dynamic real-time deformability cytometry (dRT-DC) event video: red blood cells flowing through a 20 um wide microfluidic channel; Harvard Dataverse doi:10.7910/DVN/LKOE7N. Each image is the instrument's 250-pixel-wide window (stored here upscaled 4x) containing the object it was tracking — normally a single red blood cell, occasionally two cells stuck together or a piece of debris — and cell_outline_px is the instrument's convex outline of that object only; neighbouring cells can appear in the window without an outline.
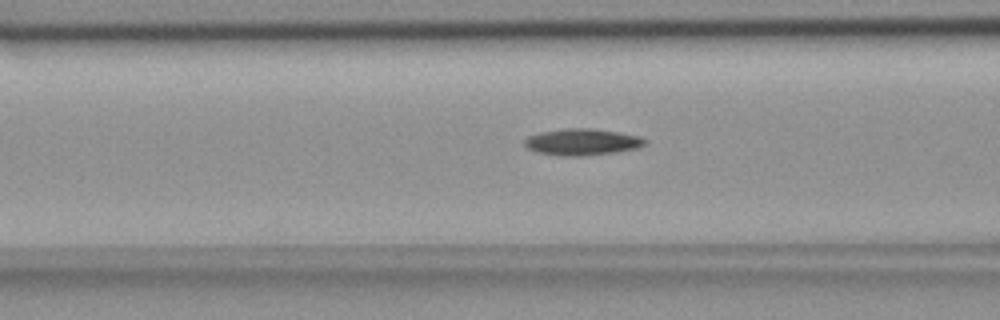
{"species": "common noctule bat (a hibernating species)", "species_latin": "Nyctalus noctula", "temperature_condition": "room temperature", "stored_images_in_passage": 48, "camera_frame_rate_fps": 3000, "um_per_image_px": 0.085, "animal": {"sex": "female", "body_mass_g": 18.4}, "frame": {"image": 1, "passage_image": 14, "time_ms": 4.333, "image_size_px": [1000, 320], "cell_outline_px": [[648, 144], [636, 148], [612, 152], [580, 156], [564, 156], [536, 152], [528, 148], [524, 144], [524, 140], [528, 136], [540, 132], [564, 128], [592, 128], [640, 136], [648, 140]], "centroid_in_image_um": [49.48, 12.06], "position_along_channel_um": 117.1, "area_um2": 18.55}}
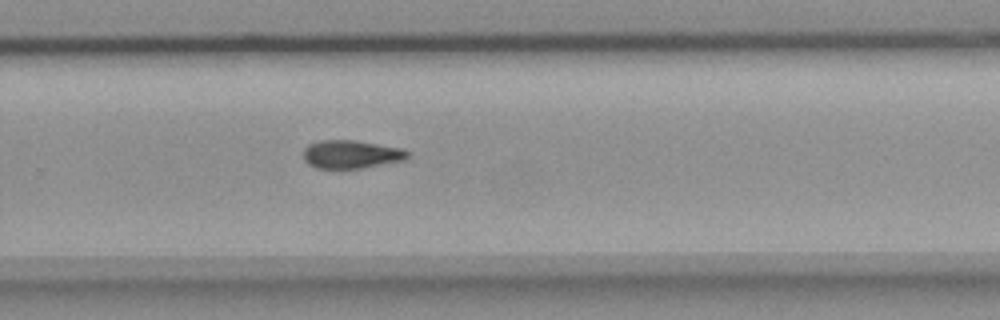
{"frame": {"image": 2, "passage_image": 29, "time_ms": 9.333, "image_size_px": [1000, 320], "cell_outline_px": [[408, 156], [404, 160], [364, 168], [316, 168], [308, 164], [304, 160], [304, 148], [308, 144], [320, 140], [356, 140], [404, 148], [408, 152]], "centroid_in_image_um": [29.85, 13.11], "position_along_channel_um": 299.9, "area_um2": 17.28}}
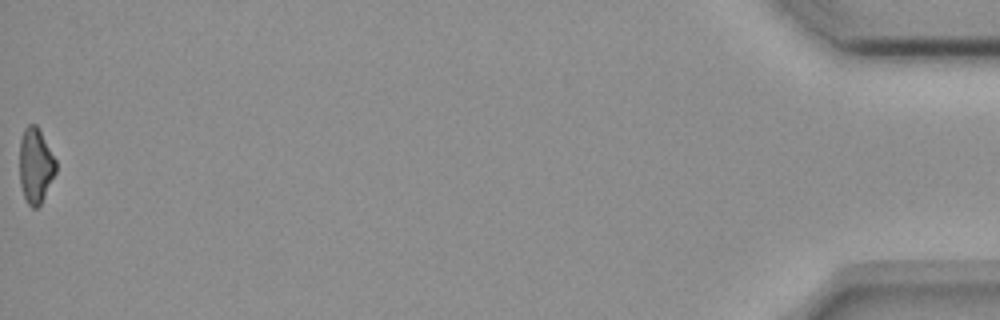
{"frame": {"image": 3, "passage_image": 48, "time_ms": 15.667, "image_size_px": [1000, 320], "cell_outline_px": [[56, 172], [40, 204], [36, 208], [32, 208], [28, 204], [24, 196], [20, 184], [20, 140], [24, 128], [28, 124], [36, 124], [56, 160]], "centroid_in_image_um": [3.01, 14.06], "position_along_channel_um": 432.2, "area_um2": 15.72}, "authors_computed_cell_mechanics": {"area_um2": 17.6868, "velocity_mm_per_s": 3.6706, "shape_relaxation_time_tau1_ms": 6.004, "shape_relaxation_time_tau2_ms": null, "deformation_change_tau1": 0.1457, "deformation_change_tau2": null}}